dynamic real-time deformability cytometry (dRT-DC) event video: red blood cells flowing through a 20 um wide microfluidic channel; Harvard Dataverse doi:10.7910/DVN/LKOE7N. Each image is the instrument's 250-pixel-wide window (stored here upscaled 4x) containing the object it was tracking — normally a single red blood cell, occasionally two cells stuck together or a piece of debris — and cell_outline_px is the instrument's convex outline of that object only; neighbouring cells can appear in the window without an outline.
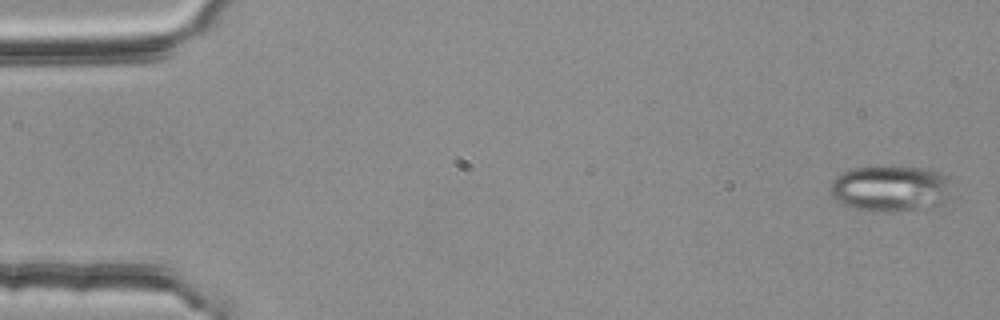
{"species": "common noctule bat (a hibernating species)", "species_latin": "Nyctalus noctula", "temperature_condition": "room temperature", "stored_images_in_passage": 6, "camera_frame_rate_fps": 3000, "um_per_image_px": 0.085, "animal": {"sex": "female", "body_mass_g": 25.1}, "frame": {"image": 1, "passage_image": 1, "time_ms": 0.0, "image_size_px": [1000, 320], "cell_outline_px": [[956, 196], [952, 200], [944, 204], [916, 208], [884, 212], [876, 212], [852, 208], [836, 200], [832, 196], [828, 188], [832, 180], [840, 172], [852, 168], [928, 168], [940, 172], [948, 176]], "centroid_in_image_um": [75.77, 16.04], "position_along_channel_um": 9.2, "area_um2": 33.12}}